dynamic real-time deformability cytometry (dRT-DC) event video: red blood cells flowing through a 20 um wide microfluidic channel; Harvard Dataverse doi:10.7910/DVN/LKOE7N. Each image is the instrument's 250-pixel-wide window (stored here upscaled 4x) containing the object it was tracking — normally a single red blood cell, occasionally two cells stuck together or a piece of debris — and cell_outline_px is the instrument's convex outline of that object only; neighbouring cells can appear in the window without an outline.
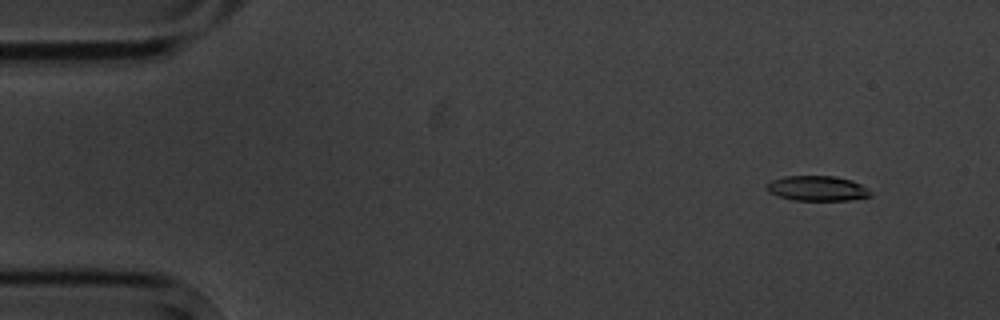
{"species": "common noctule bat (a hibernating species)", "species_latin": "Nyctalus noctula", "temperature_condition": "cold", "stored_images_in_passage": 4, "camera_frame_rate_fps": 3000, "um_per_image_px": 0.085, "animal": {"sex": "male", "body_mass_g": 20.1, "forearm_length_mm": 53.5}, "frame": {"image": 1, "passage_image": 1, "time_ms": 0.0, "image_size_px": [1000, 320], "cell_outline_px": [[872, 196], [848, 200], [792, 200], [768, 192], [764, 188], [772, 180], [784, 176], [836, 176], [852, 180], [860, 184]], "centroid_in_image_um": [69.41, 16.0], "position_along_channel_um": 15.6, "area_um2": 14.97}}
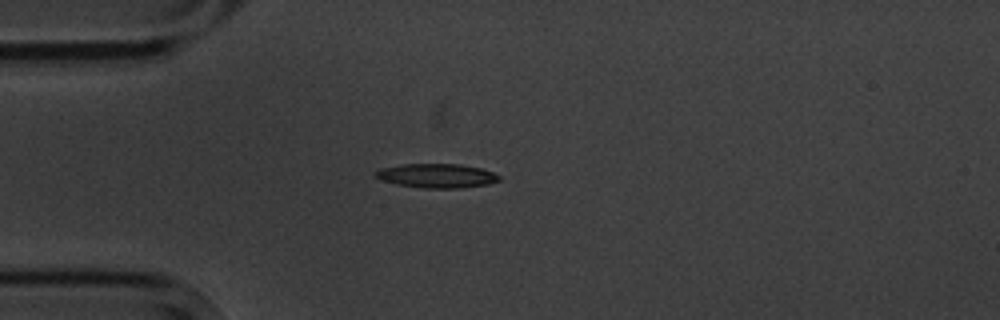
{"frame": {"image": 2, "passage_image": 4, "time_ms": 3.333, "image_size_px": [1000, 320], "cell_outline_px": [[500, 180], [488, 184], [460, 188], [424, 188], [396, 184], [372, 176], [372, 172], [380, 168], [404, 164], [460, 164], [480, 168], [492, 172], [500, 176]], "centroid_in_image_um": [37.09, 14.93], "position_along_channel_um": 47.9, "area_um2": 17.4}}